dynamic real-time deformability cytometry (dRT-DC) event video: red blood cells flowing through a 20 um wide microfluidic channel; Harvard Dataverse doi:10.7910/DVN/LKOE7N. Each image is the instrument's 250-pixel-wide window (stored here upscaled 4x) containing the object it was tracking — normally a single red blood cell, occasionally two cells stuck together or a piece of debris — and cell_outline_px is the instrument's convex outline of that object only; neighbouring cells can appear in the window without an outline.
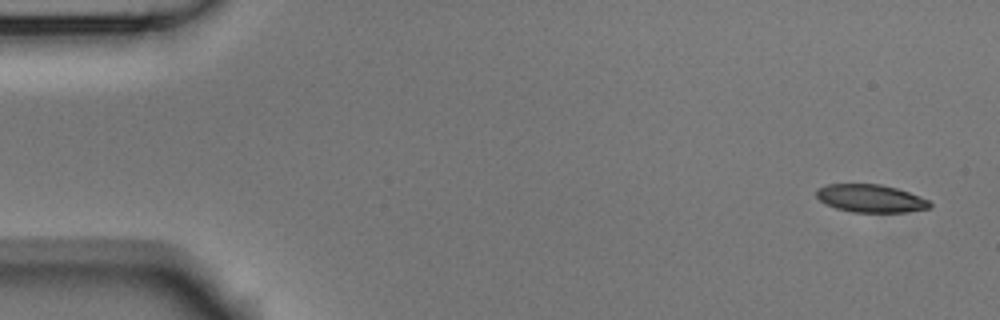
{"species": "Egyptian fruit bat (a non-hibernating species)", "species_latin": "Rousettus aegyptiacus", "temperature_condition": "room temperature", "stored_images_in_passage": 4, "camera_frame_rate_fps": 3000, "um_per_image_px": 0.085, "animal": {"sex": "male"}, "frame": {"image": 1, "passage_image": 1, "time_ms": 0.0, "image_size_px": [1000, 320], "cell_outline_px": [[932, 208], [904, 212], [852, 212], [836, 208], [820, 200], [816, 196], [816, 188], [828, 184], [880, 184], [896, 188], [920, 196], [928, 200], [932, 204]], "centroid_in_image_um": [74.01, 16.86], "position_along_channel_um": 11.0, "area_um2": 18.38}}